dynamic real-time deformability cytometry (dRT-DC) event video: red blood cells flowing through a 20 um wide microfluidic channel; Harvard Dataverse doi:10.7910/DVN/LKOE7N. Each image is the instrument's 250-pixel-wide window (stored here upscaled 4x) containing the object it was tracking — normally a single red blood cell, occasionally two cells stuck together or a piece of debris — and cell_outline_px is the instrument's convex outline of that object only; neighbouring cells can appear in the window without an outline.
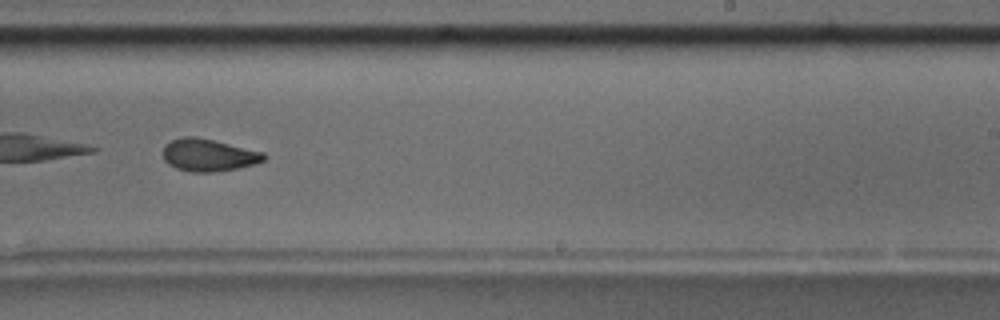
{"species": "common noctule bat (a hibernating species)", "species_latin": "Nyctalus noctula", "temperature_condition": "room temperature", "stored_images_in_passage": 14, "camera_frame_rate_fps": 3000, "um_per_image_px": 0.085, "animal": {"sex": "male", "body_mass_g": 17.5, "forearm_length_mm": 52.3}, "frame": {"image": 1, "passage_image": 8, "time_ms": 8.0, "image_size_px": [1000, 320], "cell_outline_px": [[268, 156], [264, 160], [252, 164], [236, 168], [212, 172], [192, 172], [176, 168], [168, 164], [164, 160], [164, 144], [172, 140], [184, 136], [196, 136], [264, 152]], "centroid_in_image_um": [17.71, 13.17], "position_along_channel_um": 271.3, "area_um2": 18.9}, "authors_computed_cell_mechanics": {"area_um2": 19.6809, "velocity_mm_per_s": 3.5579, "shape_relaxation_time_tau1_ms": 3.4144, "shape_relaxation_time_tau2_ms": 2.4086, "deformation_change_tau1": 0.0873, "deformation_change_tau2": 0.0682}}